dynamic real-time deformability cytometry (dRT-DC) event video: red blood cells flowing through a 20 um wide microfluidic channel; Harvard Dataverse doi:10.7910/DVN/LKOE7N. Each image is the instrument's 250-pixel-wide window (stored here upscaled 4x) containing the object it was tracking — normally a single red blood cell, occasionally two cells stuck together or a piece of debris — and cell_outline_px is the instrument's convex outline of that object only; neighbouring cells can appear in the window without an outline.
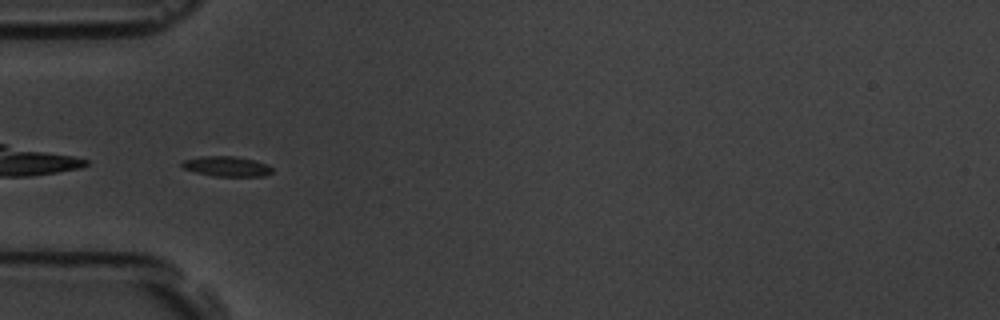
{"species": "common noctule bat (a hibernating species)", "species_latin": "Nyctalus noctula", "temperature_condition": "room temperature", "stored_images_in_passage": 17, "camera_frame_rate_fps": 3000, "um_per_image_px": 0.085, "animal": {"sex": "male", "body_mass_g": 19.5, "forearm_length_mm": 54.6}, "frame": {"image": 1, "passage_image": 6, "time_ms": 5.667, "image_size_px": [1000, 320], "cell_outline_px": [[272, 172], [264, 176], [216, 176], [196, 172], [184, 168], [180, 164], [184, 160], [200, 156], [236, 156], [256, 160], [268, 164], [272, 168]], "centroid_in_image_um": [19.3, 14.13], "position_along_channel_um": 65.7, "area_um2": 10.58}}
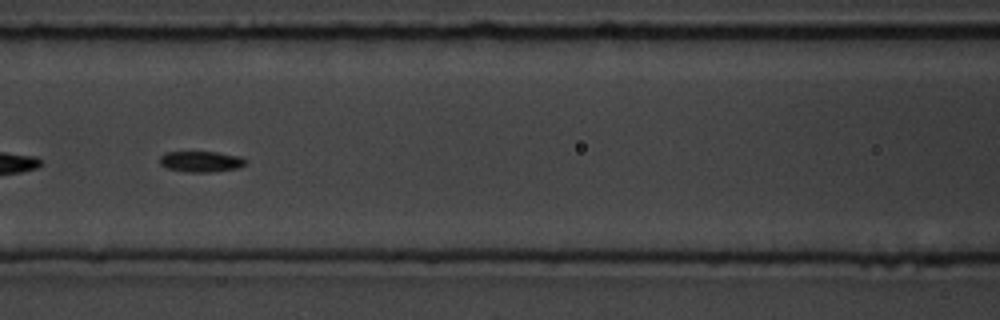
{"frame": {"image": 2, "passage_image": 8, "time_ms": 8.0, "image_size_px": [1000, 320], "cell_outline_px": [[248, 160], [240, 168], [212, 172], [188, 172], [168, 168], [160, 164], [160, 156], [164, 152], [216, 152], [240, 156]], "centroid_in_image_um": [17.11, 13.73], "position_along_channel_um": 149.5, "area_um2": 10.46}}
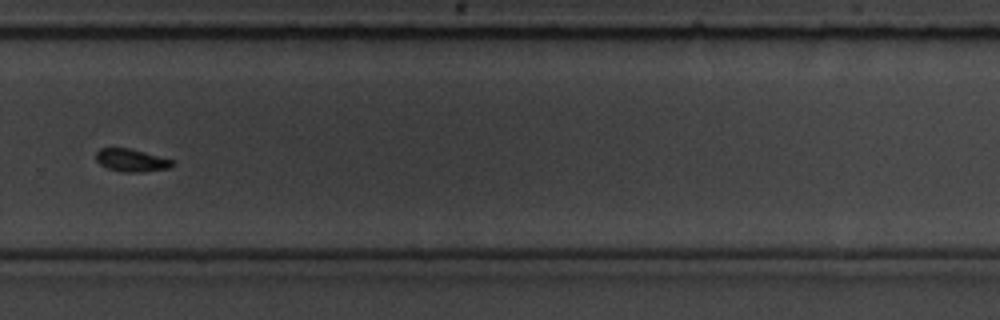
{"frame": {"image": 3, "passage_image": 12, "time_ms": 12.667, "image_size_px": [1000, 320], "cell_outline_px": [[176, 164], [168, 168], [144, 172], [124, 172], [108, 168], [100, 164], [96, 160], [96, 152], [100, 148], [128, 148], [176, 160]], "centroid_in_image_um": [11.22, 13.62], "position_along_channel_um": 318.6, "area_um2": 10.17}, "authors_computed_cell_mechanics": {"area_um2": 10.6352, "velocity_mm_per_s": 3.6249, "shape_relaxation_time_tau1_ms": 1.6083, "shape_relaxation_time_tau2_ms": 7.2145, "deformation_change_tau1": 0.0671, "deformation_change_tau2": 0.097}}